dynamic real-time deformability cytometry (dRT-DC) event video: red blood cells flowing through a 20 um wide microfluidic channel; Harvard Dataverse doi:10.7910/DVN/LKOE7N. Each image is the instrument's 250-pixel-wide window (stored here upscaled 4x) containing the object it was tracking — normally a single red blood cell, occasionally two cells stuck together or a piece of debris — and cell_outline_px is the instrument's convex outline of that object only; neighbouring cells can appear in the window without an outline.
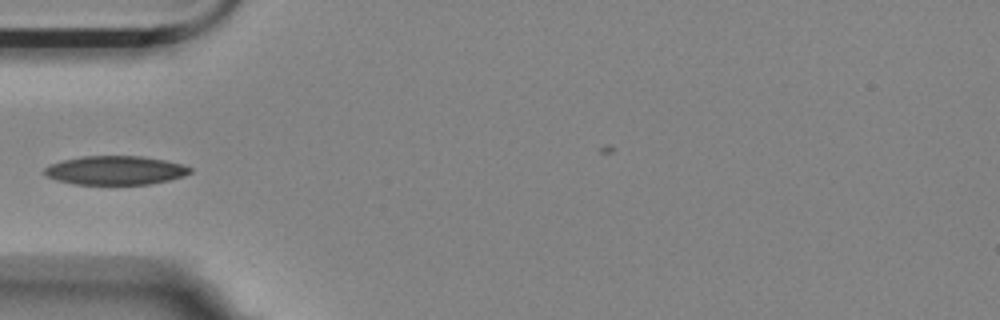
{"species": "Egyptian fruit bat (a non-hibernating species)", "species_latin": "Rousettus aegyptiacus", "temperature_condition": "room temperature", "stored_images_in_passage": 40, "camera_frame_rate_fps": 3000, "um_per_image_px": 0.085, "animal": {"sex": "female"}, "frame": {"image": 1, "passage_image": 1, "time_ms": 0.0, "image_size_px": [1000, 320], "cell_outline_px": [[192, 172], [184, 176], [168, 180], [148, 184], [72, 184], [56, 180], [44, 176], [44, 168], [52, 164], [64, 160], [84, 156], [140, 156], [164, 160], [180, 164], [192, 168]], "centroid_in_image_um": [9.79, 14.48], "position_along_channel_um": 75.2, "area_um2": 24.33}}
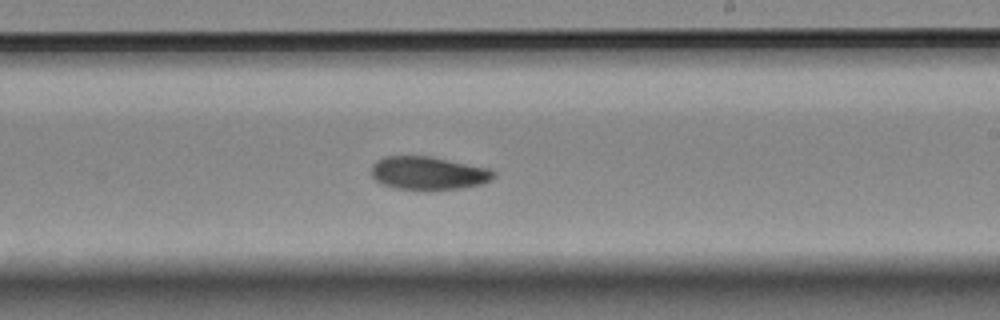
{"frame": {"image": 2, "passage_image": 16, "time_ms": 5.0, "image_size_px": [1000, 320], "cell_outline_px": [[496, 176], [492, 180], [484, 184], [464, 188], [396, 188], [384, 184], [376, 180], [372, 176], [372, 164], [376, 160], [384, 156], [428, 156], [488, 168], [496, 172]], "centroid_in_image_um": [36.44, 14.69], "position_along_channel_um": 252.6, "area_um2": 23.24}}
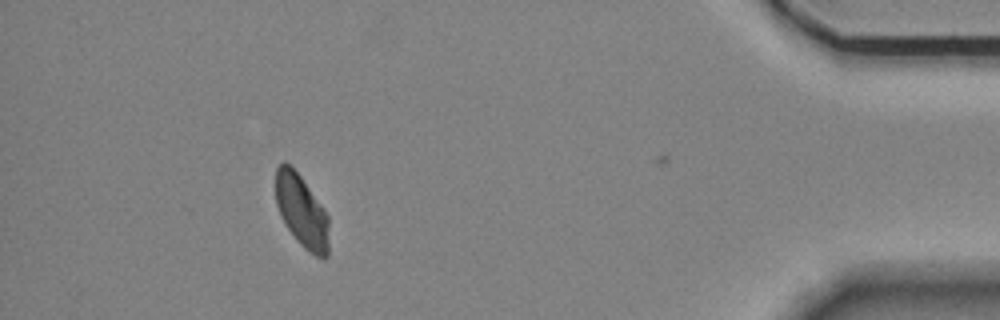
{"frame": {"image": 3, "passage_image": 34, "time_ms": 11.0, "image_size_px": [1000, 320], "cell_outline_px": [[328, 256], [324, 260], [316, 256], [304, 248], [300, 244], [284, 224], [280, 216], [276, 204], [276, 168], [284, 160], [292, 164], [320, 204], [328, 216]], "centroid_in_image_um": [25.62, 17.93], "position_along_channel_um": 409.6, "area_um2": 22.6}}